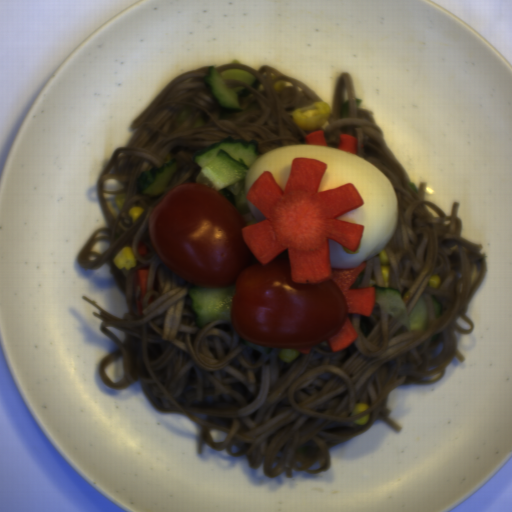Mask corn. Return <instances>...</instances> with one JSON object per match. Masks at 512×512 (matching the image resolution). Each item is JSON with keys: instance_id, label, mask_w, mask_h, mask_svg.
I'll return each instance as SVG.
<instances>
[{"instance_id": "1", "label": "corn", "mask_w": 512, "mask_h": 512, "mask_svg": "<svg viewBox=\"0 0 512 512\" xmlns=\"http://www.w3.org/2000/svg\"><path fill=\"white\" fill-rule=\"evenodd\" d=\"M332 115V108L328 102L317 101L312 105L300 107L291 111V117L294 124L306 131L321 130L329 124Z\"/></svg>"}, {"instance_id": "2", "label": "corn", "mask_w": 512, "mask_h": 512, "mask_svg": "<svg viewBox=\"0 0 512 512\" xmlns=\"http://www.w3.org/2000/svg\"><path fill=\"white\" fill-rule=\"evenodd\" d=\"M112 262L119 269L129 270L137 266V260L131 246H126L120 249L114 256Z\"/></svg>"}, {"instance_id": "3", "label": "corn", "mask_w": 512, "mask_h": 512, "mask_svg": "<svg viewBox=\"0 0 512 512\" xmlns=\"http://www.w3.org/2000/svg\"><path fill=\"white\" fill-rule=\"evenodd\" d=\"M380 268L382 273V280L384 288L389 287V270H390V257L386 249L381 250L379 253Z\"/></svg>"}, {"instance_id": "4", "label": "corn", "mask_w": 512, "mask_h": 512, "mask_svg": "<svg viewBox=\"0 0 512 512\" xmlns=\"http://www.w3.org/2000/svg\"><path fill=\"white\" fill-rule=\"evenodd\" d=\"M126 196L127 193L118 195L114 204H112V202L106 201V206L114 218L119 215L120 211L123 210L126 204Z\"/></svg>"}, {"instance_id": "5", "label": "corn", "mask_w": 512, "mask_h": 512, "mask_svg": "<svg viewBox=\"0 0 512 512\" xmlns=\"http://www.w3.org/2000/svg\"><path fill=\"white\" fill-rule=\"evenodd\" d=\"M300 354L295 349H280L278 352V357L283 360L284 362H291L296 357H298Z\"/></svg>"}, {"instance_id": "6", "label": "corn", "mask_w": 512, "mask_h": 512, "mask_svg": "<svg viewBox=\"0 0 512 512\" xmlns=\"http://www.w3.org/2000/svg\"><path fill=\"white\" fill-rule=\"evenodd\" d=\"M144 209L143 207H140L138 205L131 206L128 208L127 213L130 218H132L134 221L143 213Z\"/></svg>"}, {"instance_id": "7", "label": "corn", "mask_w": 512, "mask_h": 512, "mask_svg": "<svg viewBox=\"0 0 512 512\" xmlns=\"http://www.w3.org/2000/svg\"><path fill=\"white\" fill-rule=\"evenodd\" d=\"M369 408H371L370 405L356 403L354 404V410L351 416L359 415L361 412L366 411Z\"/></svg>"}, {"instance_id": "8", "label": "corn", "mask_w": 512, "mask_h": 512, "mask_svg": "<svg viewBox=\"0 0 512 512\" xmlns=\"http://www.w3.org/2000/svg\"><path fill=\"white\" fill-rule=\"evenodd\" d=\"M441 285V278L439 275H432L429 277L430 288H438Z\"/></svg>"}, {"instance_id": "9", "label": "corn", "mask_w": 512, "mask_h": 512, "mask_svg": "<svg viewBox=\"0 0 512 512\" xmlns=\"http://www.w3.org/2000/svg\"><path fill=\"white\" fill-rule=\"evenodd\" d=\"M370 418V413L369 414H366L364 416H362L361 418L357 419L356 421H354L353 424H359V425H364L367 423V421L369 420Z\"/></svg>"}, {"instance_id": "10", "label": "corn", "mask_w": 512, "mask_h": 512, "mask_svg": "<svg viewBox=\"0 0 512 512\" xmlns=\"http://www.w3.org/2000/svg\"><path fill=\"white\" fill-rule=\"evenodd\" d=\"M284 87H286V83H284L283 81H277L274 86H273V90L277 93L278 91H280L281 89H283Z\"/></svg>"}]
</instances>
